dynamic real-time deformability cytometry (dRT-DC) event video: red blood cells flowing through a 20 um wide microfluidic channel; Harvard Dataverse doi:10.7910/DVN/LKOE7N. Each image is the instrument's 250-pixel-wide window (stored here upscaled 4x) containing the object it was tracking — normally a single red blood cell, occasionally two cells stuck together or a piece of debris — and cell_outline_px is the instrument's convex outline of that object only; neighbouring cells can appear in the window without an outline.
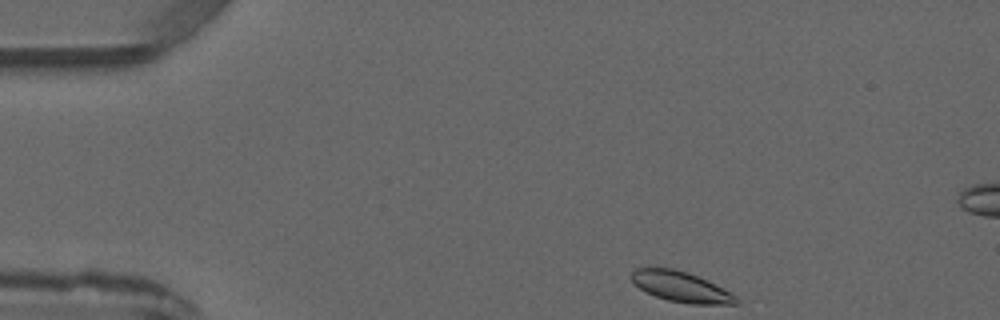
{"species": "common noctule bat (a hibernating species)", "species_latin": "Nyctalus noctula", "temperature_condition": "warm", "stored_images_in_passage": 3, "camera_frame_rate_fps": 3000, "um_per_image_px": 0.085, "animal": {"sex": "male", "forearm_length_mm": 52.5}, "frame": {"image": 1, "passage_image": 1, "time_ms": 0.0, "image_size_px": [1000, 320], "cell_outline_px": [[740, 300], [736, 304], [688, 304], [668, 300], [644, 292], [632, 284], [632, 272], [636, 268], [672, 268], [688, 272], [724, 288], [732, 292]], "centroid_in_image_um": [57.88, 24.38], "position_along_channel_um": 27.1, "area_um2": 18.67}}